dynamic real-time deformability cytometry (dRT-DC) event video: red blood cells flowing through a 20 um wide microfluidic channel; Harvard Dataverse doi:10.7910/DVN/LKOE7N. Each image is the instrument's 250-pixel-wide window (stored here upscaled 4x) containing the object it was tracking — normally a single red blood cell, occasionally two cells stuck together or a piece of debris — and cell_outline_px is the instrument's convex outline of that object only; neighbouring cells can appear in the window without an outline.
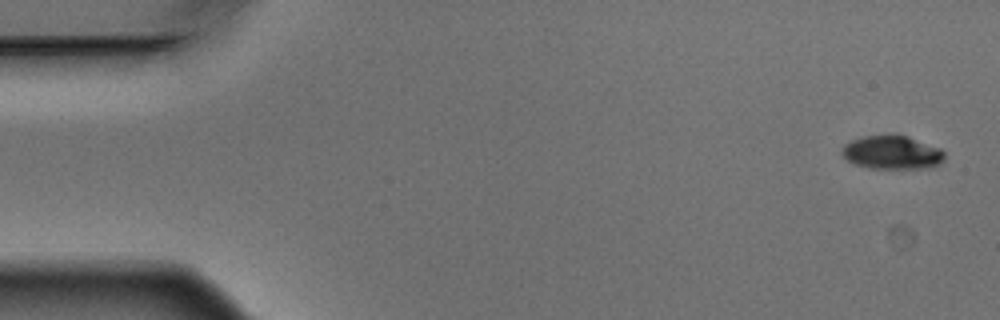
{"species": "Egyptian fruit bat (a non-hibernating species)", "species_latin": "Rousettus aegyptiacus", "temperature_condition": "warm", "stored_images_in_passage": 6, "camera_frame_rate_fps": 3000, "um_per_image_px": 0.085, "animal": {"sex": "male"}, "frame": {"image": 1, "passage_image": 1, "time_ms": 0.0, "image_size_px": [1000, 320], "cell_outline_px": [[944, 160], [940, 164], [932, 168], [868, 168], [856, 164], [848, 160], [840, 152], [844, 144], [852, 140], [864, 136], [892, 132], [896, 132], [908, 136], [940, 148], [944, 152]], "centroid_in_image_um": [75.84, 12.92], "position_along_channel_um": 9.2, "area_um2": 20.58}}
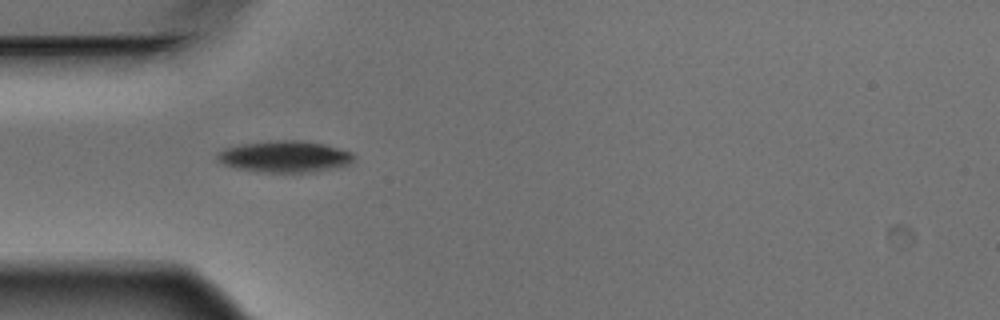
{"frame": {"image": 2, "passage_image": 5, "time_ms": 1.333, "image_size_px": [1000, 320], "cell_outline_px": [[356, 160], [352, 164], [312, 172], [264, 172], [236, 168], [224, 164], [216, 160], [216, 152], [224, 148], [240, 144], [276, 140], [304, 140], [324, 144], [352, 152], [356, 156]], "centroid_in_image_um": [24.22, 13.3], "position_along_channel_um": 60.8, "area_um2": 25.32}}
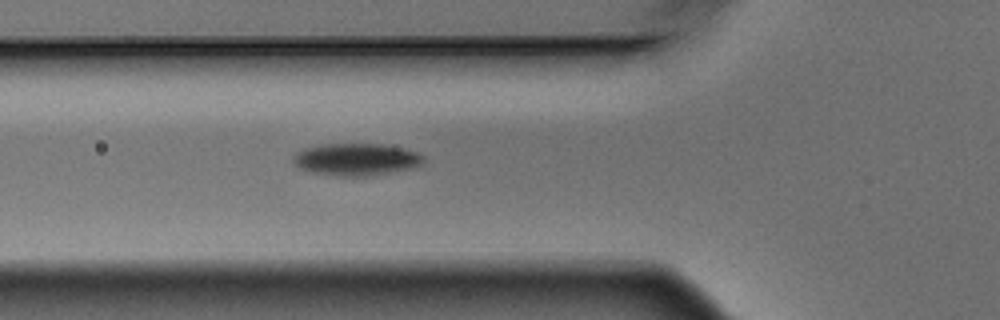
{"frame": {"image": 3, "passage_image": 6, "time_ms": 1.667, "image_size_px": [1000, 320], "cell_outline_px": [[424, 164], [416, 168], [376, 176], [336, 176], [312, 172], [300, 168], [292, 164], [292, 156], [296, 152], [304, 148], [320, 144], [384, 144], [404, 148], [416, 152], [424, 156]], "centroid_in_image_um": [30.31, 13.56], "position_along_channel_um": 95.5, "area_um2": 25.09}}